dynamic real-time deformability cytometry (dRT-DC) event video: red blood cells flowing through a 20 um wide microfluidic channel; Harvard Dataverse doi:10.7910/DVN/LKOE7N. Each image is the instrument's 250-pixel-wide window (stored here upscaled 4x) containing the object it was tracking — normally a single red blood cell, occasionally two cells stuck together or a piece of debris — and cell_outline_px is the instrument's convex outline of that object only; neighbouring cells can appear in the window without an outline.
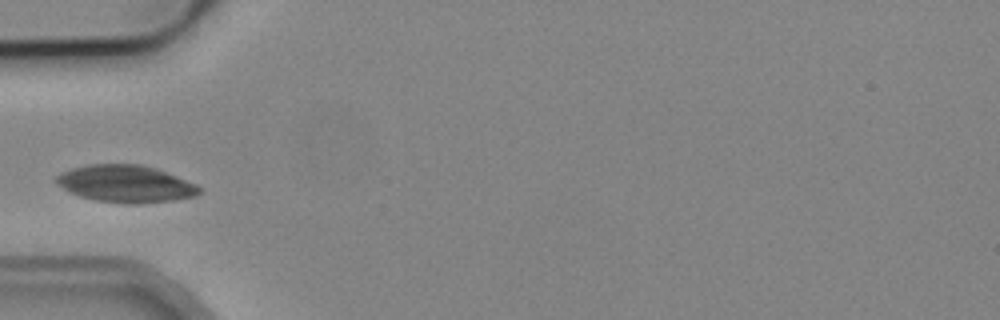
{"species": "common noctule bat (a hibernating species)", "species_latin": "Nyctalus noctula", "temperature_condition": "cold", "stored_images_in_passage": 3, "camera_frame_rate_fps": 3000, "um_per_image_px": 0.085, "animal": {"sex": "male", "body_mass_g": 19.2, "forearm_length_mm": 51.8}, "frame": {"image": 1, "passage_image": 3, "time_ms": 2.333, "image_size_px": [1000, 320], "cell_outline_px": [[200, 192], [196, 196], [172, 200], [136, 204], [128, 204], [96, 200], [80, 196], [68, 192], [52, 180], [60, 172], [72, 168], [88, 164], [140, 164], [156, 168], [196, 184], [200, 188]], "centroid_in_image_um": [10.63, 15.62], "position_along_channel_um": 74.4, "area_um2": 31.04}}